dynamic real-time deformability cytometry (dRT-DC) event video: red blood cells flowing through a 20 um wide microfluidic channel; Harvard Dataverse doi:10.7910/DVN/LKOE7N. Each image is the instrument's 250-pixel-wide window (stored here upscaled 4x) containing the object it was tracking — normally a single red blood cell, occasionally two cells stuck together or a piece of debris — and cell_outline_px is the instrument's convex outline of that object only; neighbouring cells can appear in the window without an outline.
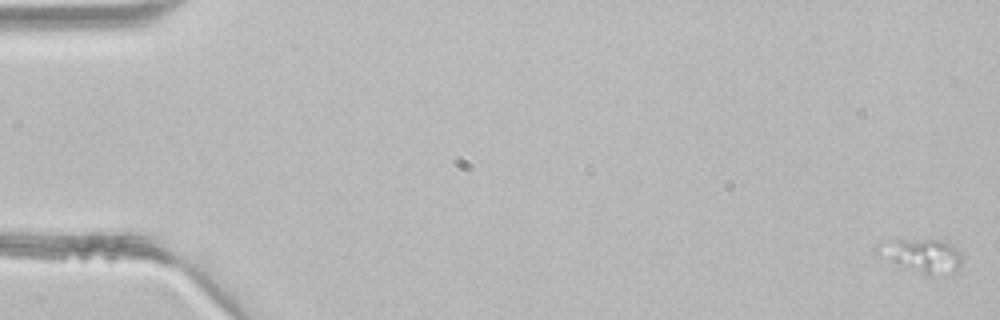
{"species": "common noctule bat (a hibernating species)", "species_latin": "Nyctalus noctula", "temperature_condition": "room temperature", "stored_images_in_passage": 4, "camera_frame_rate_fps": 3000, "um_per_image_px": 0.085, "animal": {"sex": "male", "body_mass_g": 21.5, "forearm_length_mm": 52.0}, "frame": {"image": 1, "passage_image": 4, "time_ms": 1.0, "image_size_px": [1000, 320], "cell_outline_px": [[960, 264], [956, 268], [928, 276], [876, 256], [876, 244], [888, 240], [944, 240], [952, 244], [960, 252]], "centroid_in_image_um": [78.25, 21.68], "position_along_channel_um": 6.7, "area_um2": 16.24}}